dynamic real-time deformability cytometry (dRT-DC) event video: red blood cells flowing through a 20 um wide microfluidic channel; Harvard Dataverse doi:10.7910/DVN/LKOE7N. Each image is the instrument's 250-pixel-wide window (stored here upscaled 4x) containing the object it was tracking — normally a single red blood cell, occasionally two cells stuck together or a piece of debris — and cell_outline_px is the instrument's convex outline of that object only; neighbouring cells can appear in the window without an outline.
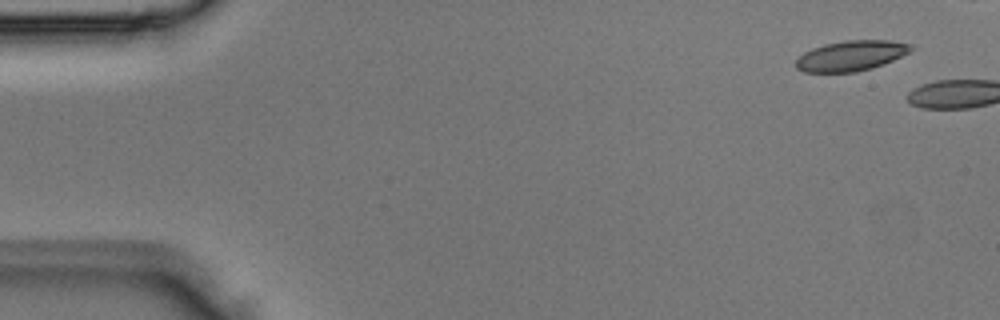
{"species": "Egyptian fruit bat (a non-hibernating species)", "species_latin": "Rousettus aegyptiacus", "temperature_condition": "room temperature", "stored_images_in_passage": 2, "camera_frame_rate_fps": 3000, "um_per_image_px": 0.085, "animal": {"sex": "male"}, "frame": {"image": 1, "passage_image": 1, "time_ms": 0.0, "image_size_px": [1000, 320], "cell_outline_px": [[916, 48], [912, 52], [872, 68], [856, 72], [804, 72], [796, 68], [796, 60], [804, 52], [812, 48], [824, 44], [844, 40], [888, 40], [912, 44]], "centroid_in_image_um": [72.38, 4.73], "position_along_channel_um": 12.6, "area_um2": 20.46}}